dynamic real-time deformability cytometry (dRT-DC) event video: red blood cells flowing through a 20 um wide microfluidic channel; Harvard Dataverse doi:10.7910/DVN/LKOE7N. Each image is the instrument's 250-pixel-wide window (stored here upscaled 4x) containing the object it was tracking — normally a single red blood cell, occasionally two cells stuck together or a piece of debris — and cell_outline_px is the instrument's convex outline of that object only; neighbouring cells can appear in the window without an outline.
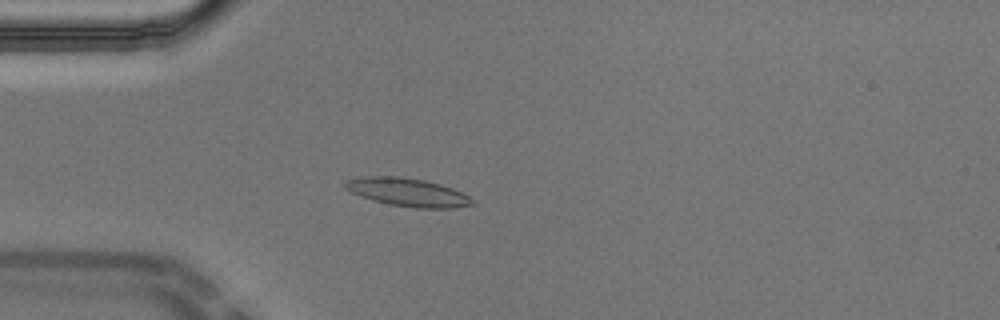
{"species": "Egyptian fruit bat (a non-hibernating species)", "species_latin": "Rousettus aegyptiacus", "temperature_condition": "cold", "stored_images_in_passage": 54, "camera_frame_rate_fps": 3000, "um_per_image_px": 0.085, "animal": {"sex": "male"}, "frame": {"image": 1, "passage_image": 15, "time_ms": 4.667, "image_size_px": [1000, 320], "cell_outline_px": [[476, 204], [456, 208], [416, 208], [388, 204], [372, 200], [352, 192], [344, 188], [340, 184], [344, 180], [364, 176], [400, 176], [424, 180], [440, 184], [452, 188], [476, 200]], "centroid_in_image_um": [34.63, 16.34], "position_along_channel_um": 50.4, "area_um2": 21.15}}
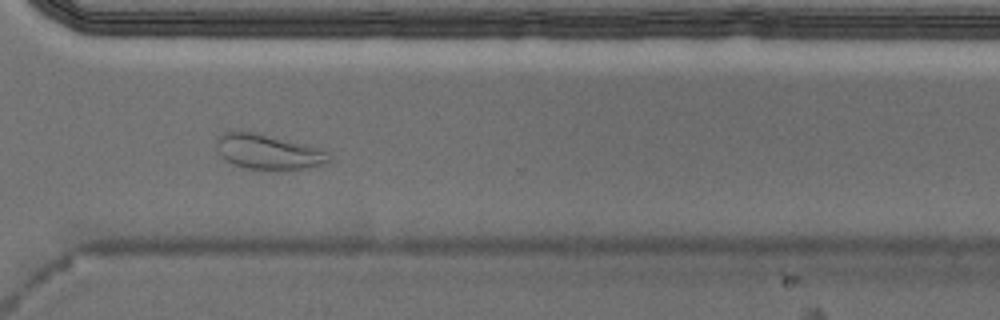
{"frame": {"image": 2, "passage_image": 40, "time_ms": 13.0, "image_size_px": [1000, 320], "cell_outline_px": [[332, 160], [320, 164], [304, 168], [244, 168], [232, 164], [224, 160], [220, 156], [216, 148], [216, 136], [224, 132], [256, 132], [324, 148], [332, 156]], "centroid_in_image_um": [22.78, 12.87], "position_along_channel_um": 347.8, "area_um2": 22.95}}
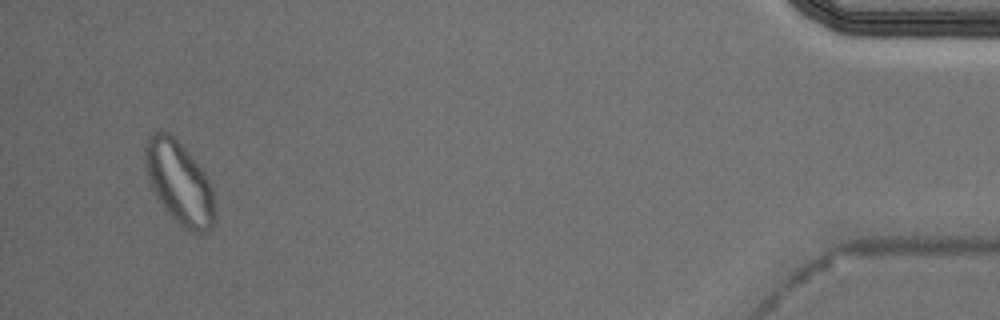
{"frame": {"image": 3, "passage_image": 52, "time_ms": 17.0, "image_size_px": [1000, 320], "cell_outline_px": [[216, 220], [204, 232], [192, 232], [184, 228], [164, 208], [152, 188], [148, 176], [144, 160], [144, 148], [148, 136], [152, 132], [160, 128], [168, 132], [188, 152], [204, 172], [212, 188], [216, 212]], "centroid_in_image_um": [15.23, 15.49], "position_along_channel_um": 420.0, "area_um2": 33.35}, "authors_computed_cell_mechanics": {"area_um2": 19.8543, "velocity_mm_per_s": 3.684, "shape_relaxation_time_tau1_ms": null, "shape_relaxation_time_tau2_ms": 3.3145, "deformation_change_tau1": null, "deformation_change_tau2": 0.095}}